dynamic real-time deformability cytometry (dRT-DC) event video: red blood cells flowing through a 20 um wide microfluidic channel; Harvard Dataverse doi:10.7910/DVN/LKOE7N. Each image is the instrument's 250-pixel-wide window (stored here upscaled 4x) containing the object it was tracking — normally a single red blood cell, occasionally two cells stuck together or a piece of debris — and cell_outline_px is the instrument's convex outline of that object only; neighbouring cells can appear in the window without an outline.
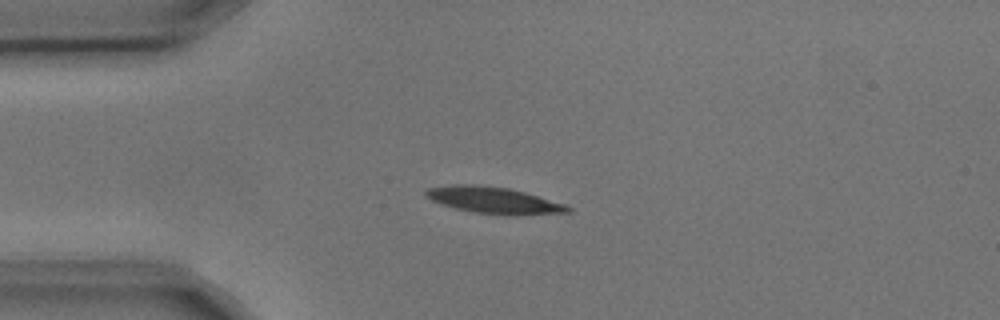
{"species": "common noctule bat (a hibernating species)", "species_latin": "Nyctalus noctula", "temperature_condition": "cold", "stored_images_in_passage": 9, "camera_frame_rate_fps": 3000, "um_per_image_px": 0.085, "animal": {"sex": "male", "body_mass_g": 17.9, "forearm_length_mm": 54.2}, "frame": {"image": 1, "passage_image": 2, "time_ms": 0.333, "image_size_px": [1000, 320], "cell_outline_px": [[572, 212], [516, 216], [508, 216], [476, 212], [456, 208], [440, 204], [424, 196], [424, 192], [428, 188], [452, 184], [472, 184], [508, 188], [524, 192], [564, 204], [572, 208]], "centroid_in_image_um": [41.97, 17.03], "position_along_channel_um": 43.0, "area_um2": 22.02}}
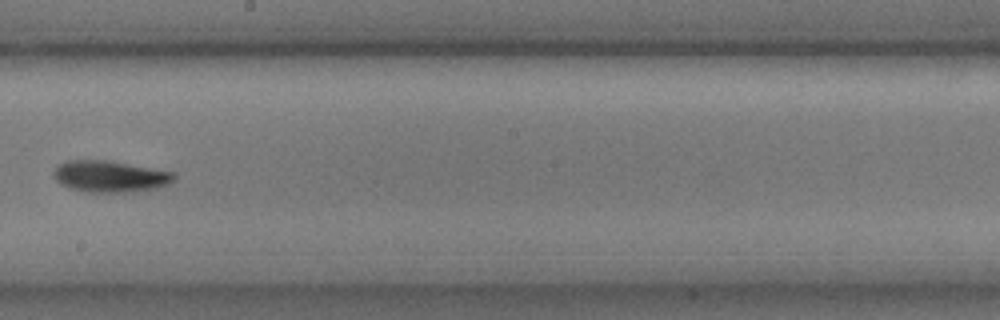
{"frame": {"image": 2, "passage_image": 7, "time_ms": 2.0, "image_size_px": [1000, 320], "cell_outline_px": [[176, 180], [168, 184], [156, 188], [124, 192], [88, 192], [72, 188], [60, 184], [56, 180], [56, 168], [60, 164], [68, 160], [104, 160], [176, 172]], "centroid_in_image_um": [9.41, 14.99], "position_along_channel_um": 238.8, "area_um2": 21.73}}
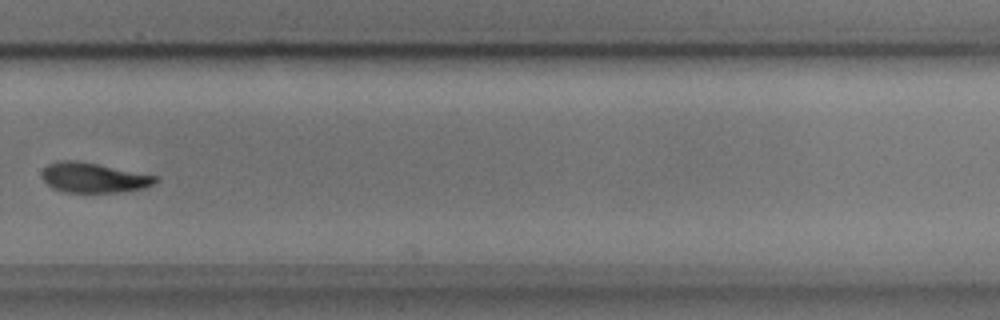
{"frame": {"image": 3, "passage_image": 9, "time_ms": 2.667, "image_size_px": [1000, 320], "cell_outline_px": [[160, 180], [144, 188], [120, 192], [64, 192], [52, 188], [40, 176], [44, 168], [48, 164], [60, 160], [80, 160], [160, 176]], "centroid_in_image_um": [7.98, 15.09], "position_along_channel_um": 321.8, "area_um2": 20.11}}